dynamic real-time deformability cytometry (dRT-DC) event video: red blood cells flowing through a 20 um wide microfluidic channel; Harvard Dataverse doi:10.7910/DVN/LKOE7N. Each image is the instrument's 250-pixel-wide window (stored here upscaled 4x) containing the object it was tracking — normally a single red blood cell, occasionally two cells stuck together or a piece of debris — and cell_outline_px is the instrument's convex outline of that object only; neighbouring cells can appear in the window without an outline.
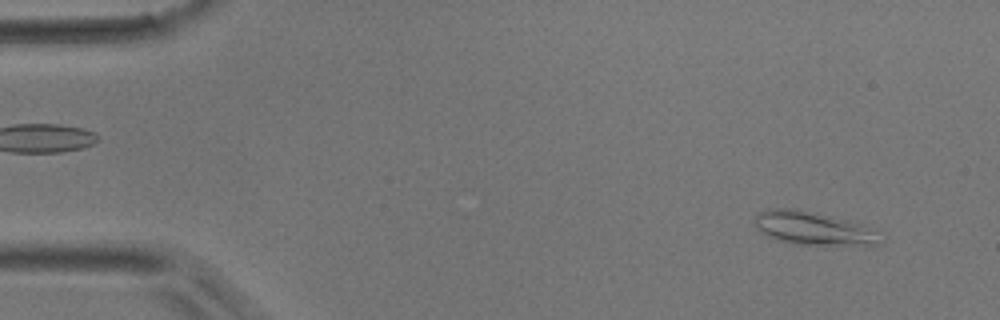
{"species": "common noctule bat (a hibernating species)", "species_latin": "Nyctalus noctula", "temperature_condition": "room temperature", "stored_images_in_passage": 44, "camera_frame_rate_fps": 3000, "um_per_image_px": 0.085, "animal": {"sex": "male", "body_mass_g": 17.9}, "frame": {"image": 1, "passage_image": 1, "time_ms": 0.0, "image_size_px": [1000, 320], "cell_outline_px": [[888, 236], [880, 244], [796, 244], [776, 240], [768, 236], [752, 224], [752, 220], [760, 212], [768, 208], [792, 208], [828, 216], [860, 224]], "centroid_in_image_um": [69.12, 19.41], "position_along_channel_um": 15.9, "area_um2": 24.04}}
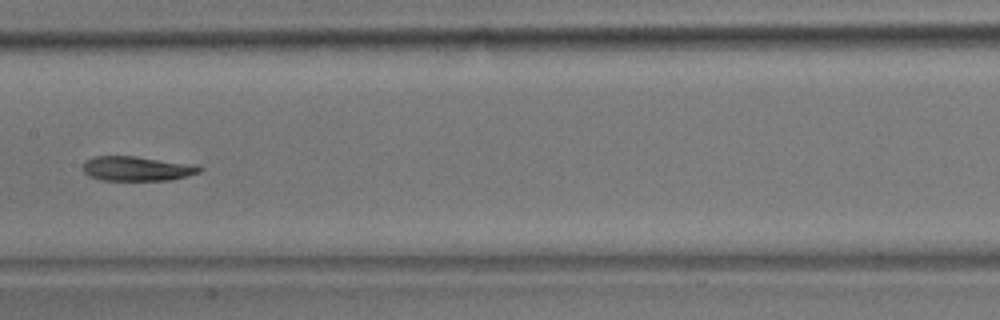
{"frame": {"image": 2, "passage_image": 21, "time_ms": 6.667, "image_size_px": [1000, 320], "cell_outline_px": [[204, 168], [200, 172], [172, 180], [100, 180], [88, 176], [80, 168], [88, 160], [96, 156], [136, 156], [200, 164]], "centroid_in_image_um": [11.71, 14.33], "position_along_channel_um": 195.7, "area_um2": 17.05}}
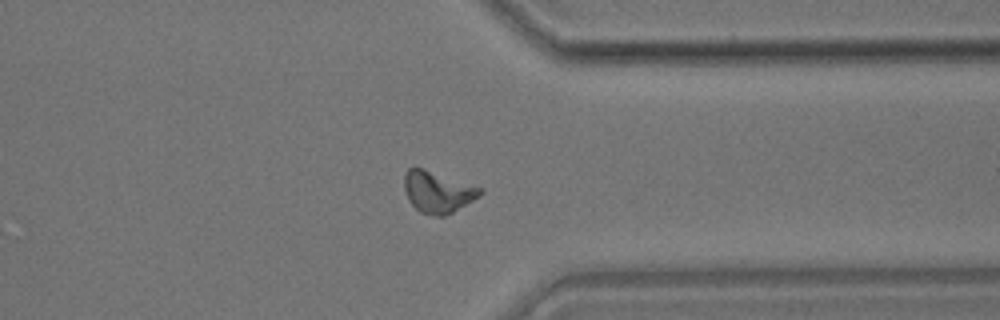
{"frame": {"image": 3, "passage_image": 34, "time_ms": 11.0, "image_size_px": [1000, 320], "cell_outline_px": [[484, 192], [472, 200], [452, 212], [444, 216], [436, 216], [420, 212], [408, 200], [404, 188], [404, 176], [408, 168], [420, 168], [484, 188]], "centroid_in_image_um": [37.19, 16.32], "position_along_channel_um": 374.2, "area_um2": 17.98}}